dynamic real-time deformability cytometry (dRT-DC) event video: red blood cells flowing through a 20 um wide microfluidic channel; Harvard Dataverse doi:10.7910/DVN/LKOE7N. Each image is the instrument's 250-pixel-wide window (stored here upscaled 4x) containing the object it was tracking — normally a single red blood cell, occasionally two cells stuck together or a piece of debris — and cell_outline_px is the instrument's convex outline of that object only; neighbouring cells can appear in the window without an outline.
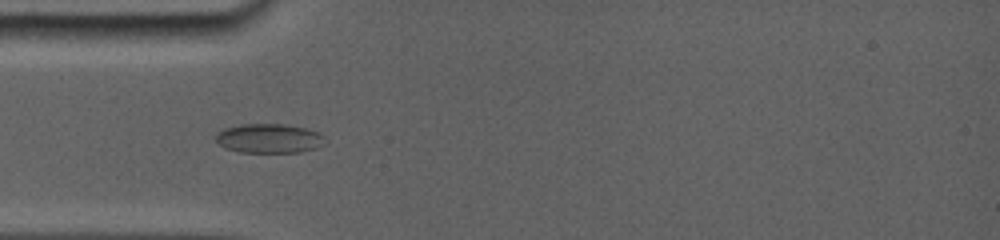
{"species": "common noctule bat (a hibernating species)", "species_latin": "Nyctalus noctula", "temperature_condition": "room temperature", "stored_images_in_passage": 32, "camera_frame_rate_fps": 5000, "um_per_image_px": 0.085, "animal": {"sex": "female", "body_mass_g": 19.0, "forearm_length_mm": 56.7}, "frame": {"image": 1, "passage_image": 9, "time_ms": 4.2, "image_size_px": [1000, 240], "cell_outline_px": [[316, 136], [312, 148], [300, 152], [240, 152], [228, 148], [220, 144], [216, 140], [216, 136], [220, 132], [228, 128], [244, 124], [280, 124], [304, 128], [316, 132]], "centroid_in_image_um": [22.69, 11.76], "position_along_channel_um": 62.3, "area_um2": 17.22}}
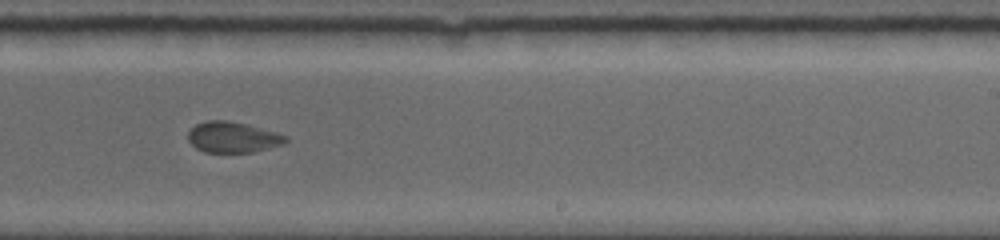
{"frame": {"image": 2, "passage_image": 20, "time_ms": 9.6, "image_size_px": [1000, 240], "cell_outline_px": [[288, 140], [284, 144], [252, 152], [204, 152], [196, 148], [188, 140], [188, 132], [196, 124], [208, 120], [228, 120], [276, 132], [288, 136]], "centroid_in_image_um": [19.78, 11.66], "position_along_channel_um": 269.2, "area_um2": 17.4}}
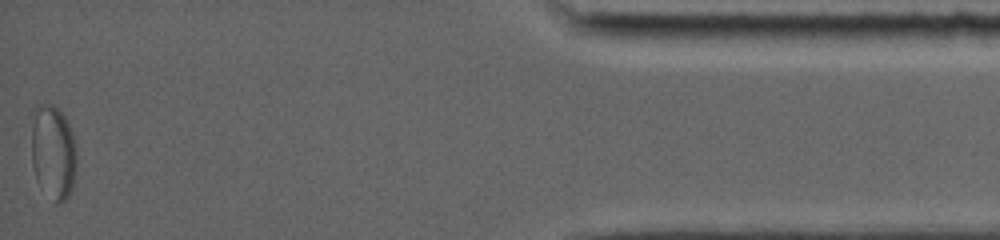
{"frame": {"image": 3, "passage_image": 32, "time_ms": 15.6, "image_size_px": [1000, 240], "cell_outline_px": [[76, 172], [72, 188], [68, 196], [60, 204], [56, 204], [36, 180], [32, 164], [28, 116], [40, 104], [52, 104], [64, 116], [72, 132], [76, 152]], "centroid_in_image_um": [4.46, 12.89], "position_along_channel_um": 430.7, "area_um2": 25.61}}